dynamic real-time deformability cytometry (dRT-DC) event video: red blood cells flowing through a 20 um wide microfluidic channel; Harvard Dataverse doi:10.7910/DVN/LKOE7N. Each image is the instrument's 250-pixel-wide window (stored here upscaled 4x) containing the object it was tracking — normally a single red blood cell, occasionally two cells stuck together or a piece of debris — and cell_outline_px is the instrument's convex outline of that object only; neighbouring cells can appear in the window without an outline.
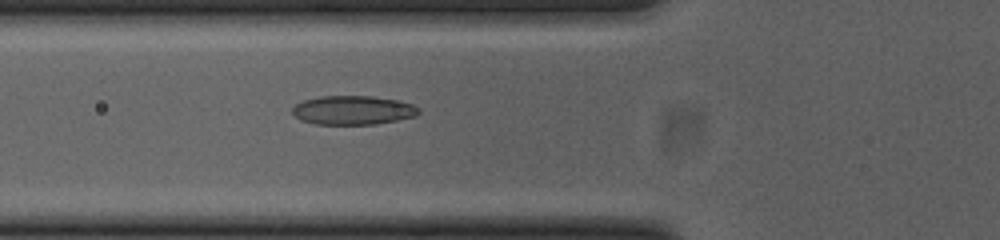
{"species": "common noctule bat (a hibernating species)", "species_latin": "Nyctalus noctula", "temperature_condition": "cold", "stored_images_in_passage": 34, "camera_frame_rate_fps": 3000, "um_per_image_px": 0.085, "animal": {"sex": "female", "body_mass_g": 23.0, "forearm_length_mm": 53.4}, "frame": {"image": 1, "passage_image": 19, "time_ms": 6.0, "image_size_px": [1000, 240], "cell_outline_px": [[420, 112], [416, 116], [376, 124], [316, 124], [300, 120], [292, 112], [292, 108], [296, 104], [304, 100], [320, 96], [372, 96], [400, 100], [412, 104], [420, 108]], "centroid_in_image_um": [30.03, 9.36], "position_along_channel_um": 95.8, "area_um2": 21.39}}
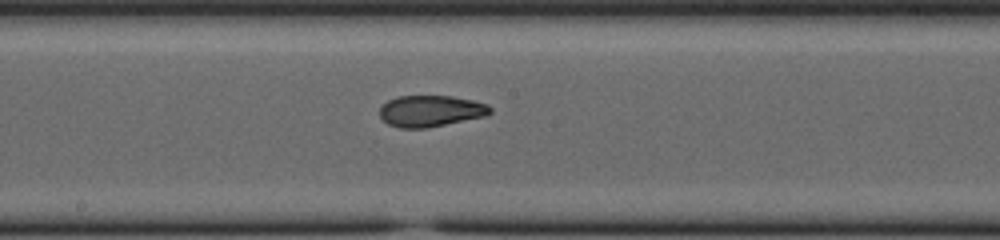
{"frame": {"image": 2, "passage_image": 28, "time_ms": 9.0, "image_size_px": [1000, 240], "cell_outline_px": [[492, 112], [488, 116], [424, 128], [400, 128], [388, 124], [380, 116], [380, 108], [388, 100], [396, 96], [452, 96], [472, 100], [488, 104], [492, 108]], "centroid_in_image_um": [36.64, 9.43], "position_along_channel_um": 211.6, "area_um2": 20.23}}
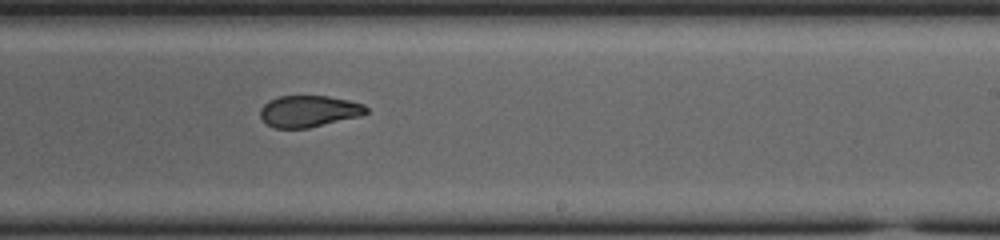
{"frame": {"image": 3, "passage_image": 32, "time_ms": 10.333, "image_size_px": [1000, 240], "cell_outline_px": [[368, 112], [364, 116], [308, 128], [276, 128], [268, 124], [260, 116], [260, 108], [268, 100], [280, 96], [328, 96], [348, 100], [364, 104], [368, 108]], "centroid_in_image_um": [26.3, 9.45], "position_along_channel_um": 262.7, "area_um2": 19.65}}